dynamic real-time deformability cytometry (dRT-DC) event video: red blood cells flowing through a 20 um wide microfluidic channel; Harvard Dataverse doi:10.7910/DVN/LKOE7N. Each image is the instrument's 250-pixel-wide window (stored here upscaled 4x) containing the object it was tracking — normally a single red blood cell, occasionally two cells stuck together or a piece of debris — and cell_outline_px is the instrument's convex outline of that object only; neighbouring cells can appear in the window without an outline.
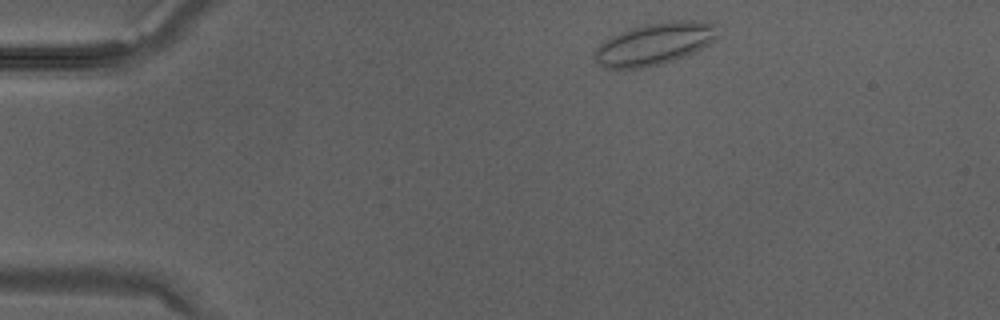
{"species": "Egyptian fruit bat (a non-hibernating species)", "species_latin": "Rousettus aegyptiacus", "temperature_condition": "warm", "stored_images_in_passage": 30, "camera_frame_rate_fps": 3000, "um_per_image_px": 0.085, "animal": {"sex": "male"}, "frame": {"image": 1, "passage_image": 2, "time_ms": 0.333, "image_size_px": [1000, 320], "cell_outline_px": [[720, 24], [716, 36], [708, 44], [696, 52], [676, 60], [660, 64], [640, 68], [604, 68], [596, 60], [596, 48], [604, 40], [612, 36], [632, 28], [644, 24], [672, 20], [696, 20]], "centroid_in_image_um": [55.7, 3.71], "position_along_channel_um": 29.3, "area_um2": 30.17}}
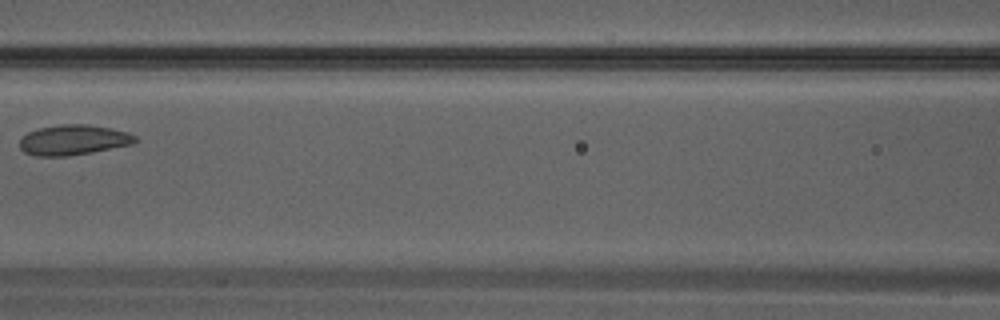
{"frame": {"image": 2, "passage_image": 12, "time_ms": 3.667, "image_size_px": [1000, 320], "cell_outline_px": [[140, 140], [132, 144], [92, 152], [68, 156], [36, 156], [24, 152], [20, 148], [20, 140], [28, 132], [40, 128], [60, 124], [88, 124], [112, 128], [128, 132], [136, 136]], "centroid_in_image_um": [6.27, 11.89], "position_along_channel_um": 160.3, "area_um2": 20.4}}
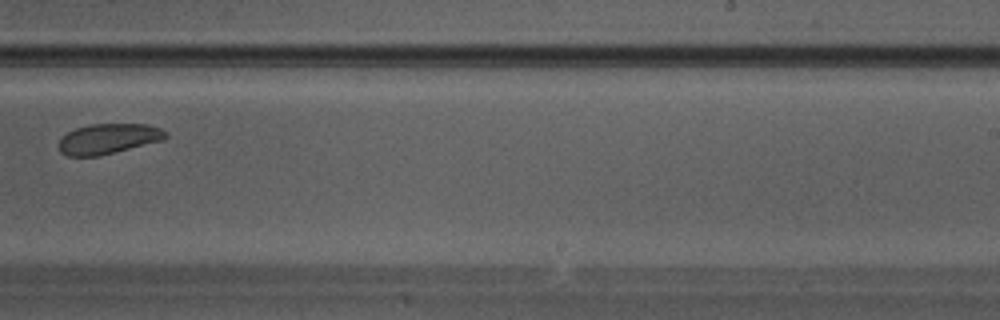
{"frame": {"image": 3, "passage_image": 18, "time_ms": 5.667, "image_size_px": [1000, 320], "cell_outline_px": [[168, 136], [164, 140], [96, 156], [68, 156], [60, 152], [56, 144], [68, 132], [76, 128], [88, 124], [148, 124], [160, 128], [168, 132]], "centroid_in_image_um": [9.21, 11.78], "position_along_channel_um": 279.8, "area_um2": 18.84}}